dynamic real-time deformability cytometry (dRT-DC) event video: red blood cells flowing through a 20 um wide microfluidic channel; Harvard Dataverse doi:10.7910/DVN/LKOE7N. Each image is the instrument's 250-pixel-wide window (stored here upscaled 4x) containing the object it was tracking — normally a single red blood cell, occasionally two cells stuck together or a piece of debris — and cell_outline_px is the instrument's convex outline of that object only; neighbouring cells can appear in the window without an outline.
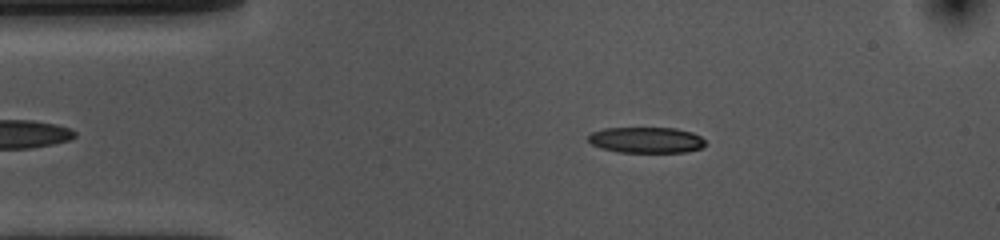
{"species": "common noctule bat (a hibernating species)", "species_latin": "Nyctalus noctula", "temperature_condition": "cold", "stored_images_in_passage": 46, "camera_frame_rate_fps": 3000, "um_per_image_px": 0.085, "animal": {"sex": "female", "body_mass_g": 10.0, "forearm_length_mm": 53.1}, "frame": {"image": 1, "passage_image": 8, "time_ms": 2.333, "image_size_px": [1000, 240], "cell_outline_px": [[704, 144], [700, 148], [684, 152], [620, 152], [600, 148], [592, 144], [588, 140], [588, 136], [592, 132], [604, 128], [676, 128], [692, 132], [700, 136], [704, 140]], "centroid_in_image_um": [54.91, 11.89], "position_along_channel_um": 30.1, "area_um2": 17.57}}
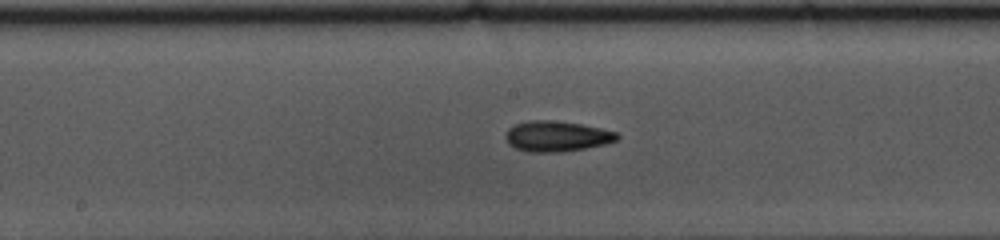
{"frame": {"image": 2, "passage_image": 25, "time_ms": 8.0, "image_size_px": [1000, 240], "cell_outline_px": [[620, 136], [616, 140], [608, 144], [564, 152], [528, 152], [516, 148], [508, 144], [504, 136], [508, 128], [512, 124], [532, 120], [552, 120], [580, 124], [600, 128], [616, 132]], "centroid_in_image_um": [47.3, 11.59], "position_along_channel_um": 200.9, "area_um2": 20.06}}
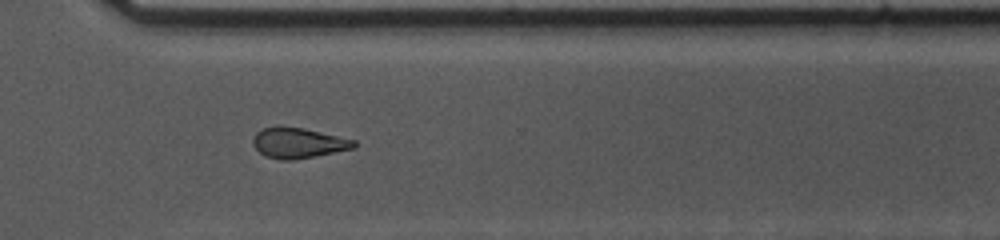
{"frame": {"image": 3, "passage_image": 37, "time_ms": 12.0, "image_size_px": [1000, 240], "cell_outline_px": [[356, 148], [292, 160], [280, 160], [264, 156], [252, 144], [252, 140], [256, 132], [264, 128], [276, 124], [304, 128], [356, 140]], "centroid_in_image_um": [25.32, 12.13], "position_along_channel_um": 345.3, "area_um2": 18.15}, "authors_computed_cell_mechanics": {"area_um2": 18.4093, "velocity_mm_per_s": 3.6246, "shape_relaxation_time_tau1_ms": 4.8924, "shape_relaxation_time_tau2_ms": 5.248, "deformation_change_tau1": 0.1552, "deformation_change_tau2": 0.1312}}